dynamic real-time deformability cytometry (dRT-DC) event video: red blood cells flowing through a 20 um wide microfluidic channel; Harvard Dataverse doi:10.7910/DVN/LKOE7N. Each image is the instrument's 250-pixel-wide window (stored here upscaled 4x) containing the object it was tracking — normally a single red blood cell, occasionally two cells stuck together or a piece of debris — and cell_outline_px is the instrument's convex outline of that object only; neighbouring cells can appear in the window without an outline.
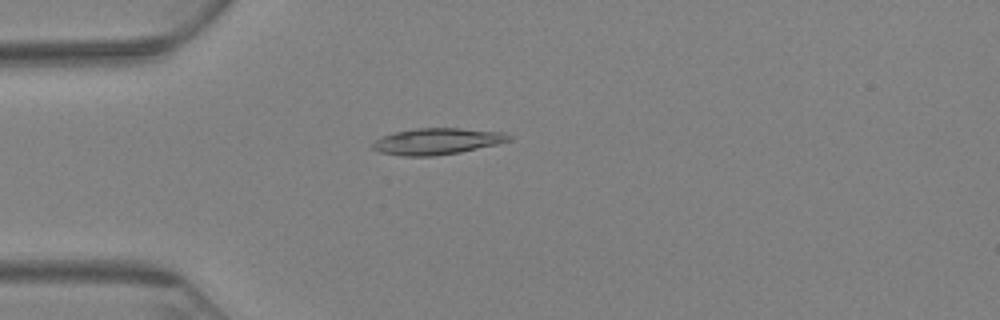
{"species": "Egyptian fruit bat (a non-hibernating species)", "species_latin": "Rousettus aegyptiacus", "temperature_condition": "warm", "stored_images_in_passage": 40, "camera_frame_rate_fps": 3000, "um_per_image_px": 0.085, "animal": {"sex": "female"}, "frame": {"image": 1, "passage_image": 1, "time_ms": 0.0, "image_size_px": [1000, 320], "cell_outline_px": [[512, 140], [496, 144], [460, 152], [432, 156], [404, 156], [380, 152], [372, 148], [372, 144], [376, 140], [384, 136], [396, 132], [416, 128], [460, 128], [504, 132], [512, 136]], "centroid_in_image_um": [37.18, 12.01], "position_along_channel_um": 47.8, "area_um2": 20.75}}
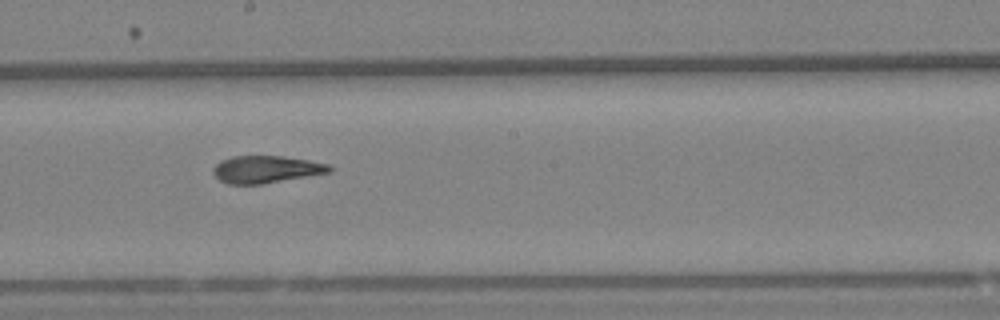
{"frame": {"image": 2, "passage_image": 20, "time_ms": 6.333, "image_size_px": [1000, 320], "cell_outline_px": [[332, 172], [260, 184], [228, 184], [220, 180], [212, 172], [216, 164], [220, 160], [232, 156], [284, 156], [308, 160], [328, 164], [332, 168]], "centroid_in_image_um": [22.61, 14.39], "position_along_channel_um": 225.6, "area_um2": 18.38}}
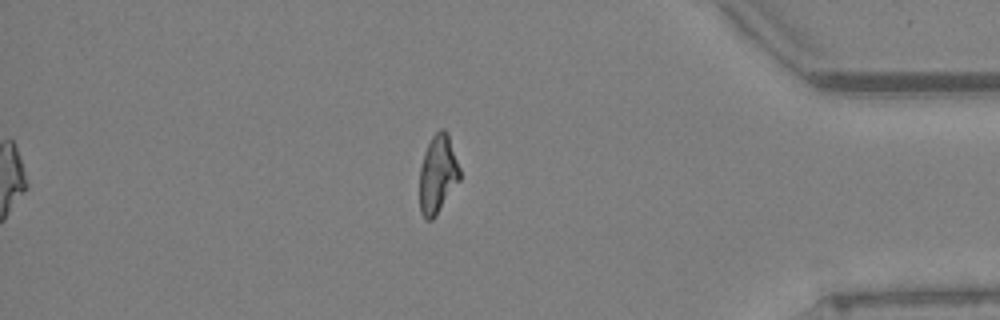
{"frame": {"image": 3, "passage_image": 40, "time_ms": 13.0, "image_size_px": [1000, 320], "cell_outline_px": [[460, 180], [436, 216], [432, 220], [424, 220], [420, 212], [420, 168], [424, 152], [432, 136], [440, 128], [444, 128], [448, 132], [460, 168]], "centroid_in_image_um": [37.21, 14.81], "position_along_channel_um": 398.0, "area_um2": 18.55}, "authors_computed_cell_mechanics": {"area_um2": 19.2763, "velocity_mm_per_s": 3.0577, "shape_relaxation_time_tau1_ms": 10.3803, "shape_relaxation_time_tau2_ms": 2.4334, "deformation_change_tau1": 0.2678, "deformation_change_tau2": 0.0944}}